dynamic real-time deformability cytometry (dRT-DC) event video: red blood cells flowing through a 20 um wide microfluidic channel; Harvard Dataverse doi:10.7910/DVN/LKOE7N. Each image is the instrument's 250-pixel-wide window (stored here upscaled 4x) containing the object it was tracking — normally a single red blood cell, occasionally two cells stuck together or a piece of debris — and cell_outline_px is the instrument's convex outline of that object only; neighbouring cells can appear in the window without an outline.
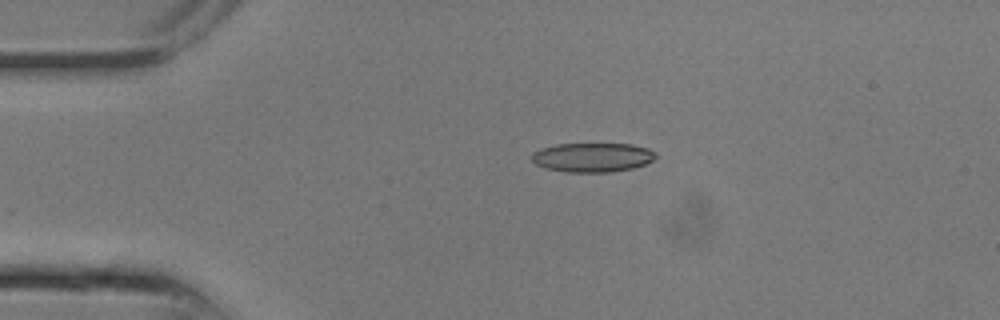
{"species": "common noctule bat (a hibernating species)", "species_latin": "Nyctalus noctula", "temperature_condition": "room temperature", "stored_images_in_passage": 7, "camera_frame_rate_fps": 3000, "um_per_image_px": 0.085, "animal": {"sex": "male", "body_mass_g": 13.3}, "frame": {"image": 1, "passage_image": 5, "time_ms": 1.333, "image_size_px": [1000, 320], "cell_outline_px": [[656, 156], [652, 160], [644, 164], [632, 168], [612, 172], [564, 172], [544, 168], [536, 164], [532, 160], [532, 152], [540, 148], [556, 144], [632, 144], [648, 148], [656, 152]], "centroid_in_image_um": [50.33, 13.37], "position_along_channel_um": 34.7, "area_um2": 21.21}}